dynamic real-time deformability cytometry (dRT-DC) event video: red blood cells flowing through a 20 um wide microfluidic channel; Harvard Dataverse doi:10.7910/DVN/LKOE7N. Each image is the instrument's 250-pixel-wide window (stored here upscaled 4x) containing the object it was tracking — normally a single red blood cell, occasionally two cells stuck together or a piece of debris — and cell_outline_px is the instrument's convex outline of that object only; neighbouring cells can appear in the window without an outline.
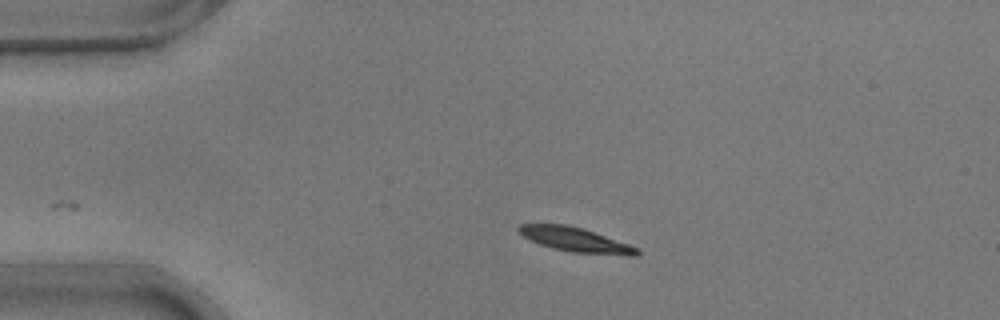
{"species": "common noctule bat (a hibernating species)", "species_latin": "Nyctalus noctula", "temperature_condition": "warm", "stored_images_in_passage": 34, "camera_frame_rate_fps": 3000, "um_per_image_px": 0.085, "animal": {"sex": "male", "body_mass_g": 17.9}, "frame": {"image": 1, "passage_image": 1, "time_ms": 0.0, "image_size_px": [1000, 320], "cell_outline_px": [[640, 252], [636, 256], [628, 256], [572, 252], [552, 248], [540, 244], [524, 236], [516, 228], [520, 224], [564, 224], [584, 228], [640, 248]], "centroid_in_image_um": [48.98, 20.38], "position_along_channel_um": 36.0, "area_um2": 16.82}}
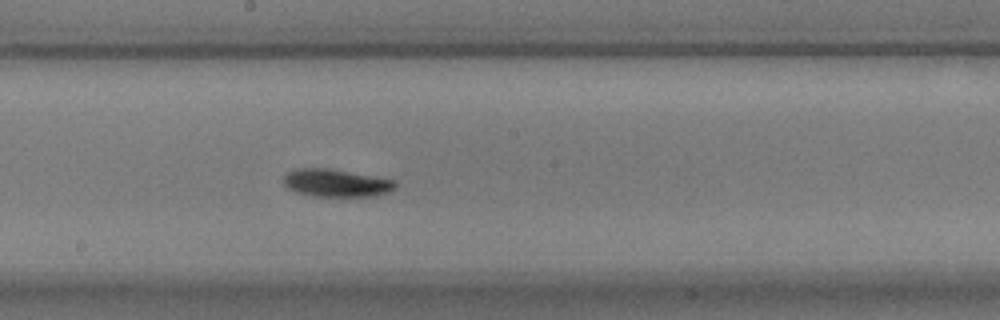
{"frame": {"image": 2, "passage_image": 19, "time_ms": 6.0, "image_size_px": [1000, 320], "cell_outline_px": [[396, 188], [388, 192], [372, 196], [312, 196], [296, 192], [288, 188], [284, 184], [284, 176], [288, 172], [296, 168], [328, 168], [396, 180]], "centroid_in_image_um": [28.57, 15.55], "position_along_channel_um": 219.6, "area_um2": 17.98}}
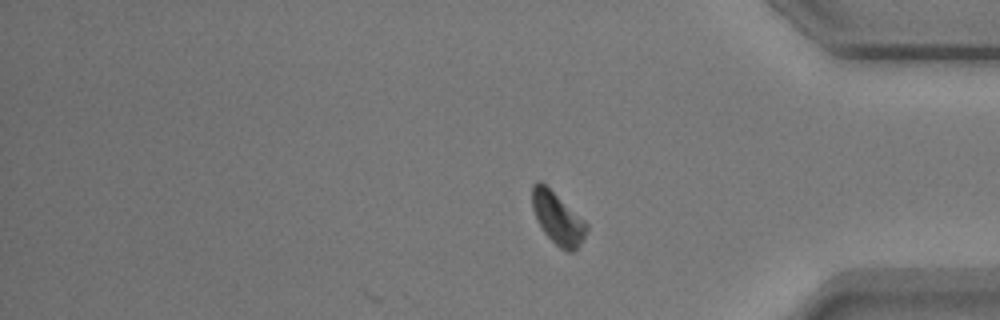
{"frame": {"image": 3, "passage_image": 34, "time_ms": 11.0, "image_size_px": [1000, 320], "cell_outline_px": [[588, 228], [584, 240], [572, 252], [568, 252], [560, 248], [544, 232], [536, 220], [532, 208], [532, 184], [536, 180], [540, 180], [584, 220], [588, 224]], "centroid_in_image_um": [47.39, 18.55], "position_along_channel_um": 387.8, "area_um2": 16.36}, "authors_computed_cell_mechanics": {"area_um2": 17.6001, "velocity_mm_per_s": 3.6975, "shape_relaxation_time_tau1_ms": 2.4855, "shape_relaxation_time_tau2_ms": 3.3337, "deformation_change_tau1": 0.1111, "deformation_change_tau2": 0.0655}}